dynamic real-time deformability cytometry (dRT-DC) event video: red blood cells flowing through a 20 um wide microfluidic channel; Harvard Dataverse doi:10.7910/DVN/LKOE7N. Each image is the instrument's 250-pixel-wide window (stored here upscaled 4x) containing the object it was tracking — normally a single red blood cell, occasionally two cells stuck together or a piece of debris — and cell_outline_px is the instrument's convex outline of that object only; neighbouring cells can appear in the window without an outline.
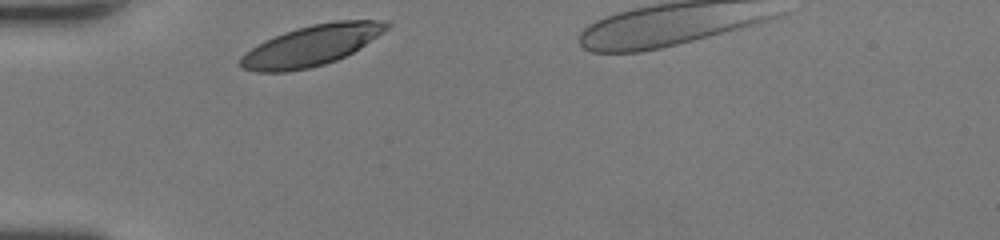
{"species": "human", "species_latin": "Homo sapiens", "temperature_condition": "room temperature", "stored_images_in_passage": 25, "camera_frame_rate_fps": 3000, "um_per_image_px": 0.085, "donor": {"sex": "female"}, "frame": {"image": 1, "passage_image": 1, "time_ms": 0.0, "image_size_px": [1000, 240], "cell_outline_px": [[392, 24], [388, 28], [352, 52], [336, 60], [324, 64], [308, 68], [288, 72], [256, 72], [240, 68], [240, 56], [264, 40], [284, 32], [296, 28], [312, 24], [336, 20], [376, 20]], "centroid_in_image_um": [26.41, 3.87], "position_along_channel_um": 58.6, "area_um2": 34.22}}
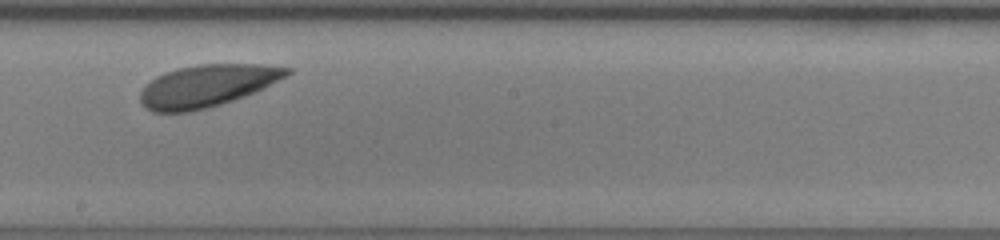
{"frame": {"image": 2, "passage_image": 14, "time_ms": 4.333, "image_size_px": [1000, 240], "cell_outline_px": [[292, 72], [288, 76], [256, 92], [208, 108], [188, 112], [152, 112], [144, 108], [140, 100], [140, 92], [144, 84], [156, 76], [164, 72], [176, 68], [196, 64], [268, 64], [292, 68]], "centroid_in_image_um": [17.6, 7.28], "position_along_channel_um": 230.6, "area_um2": 36.53}}
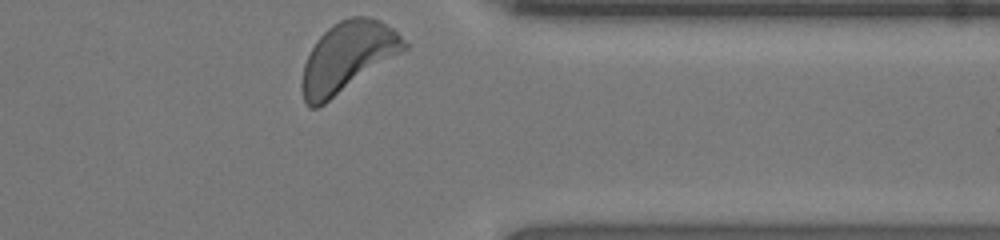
{"frame": {"image": 3, "passage_image": 25, "time_ms": 8.0, "image_size_px": [1000, 240], "cell_outline_px": [[408, 48], [324, 104], [316, 108], [308, 108], [304, 100], [300, 88], [300, 84], [304, 64], [316, 40], [332, 24], [340, 20], [352, 16], [364, 16], [380, 20], [392, 28], [408, 44]], "centroid_in_image_um": [29.51, 4.85], "position_along_channel_um": 381.9, "area_um2": 41.33}}